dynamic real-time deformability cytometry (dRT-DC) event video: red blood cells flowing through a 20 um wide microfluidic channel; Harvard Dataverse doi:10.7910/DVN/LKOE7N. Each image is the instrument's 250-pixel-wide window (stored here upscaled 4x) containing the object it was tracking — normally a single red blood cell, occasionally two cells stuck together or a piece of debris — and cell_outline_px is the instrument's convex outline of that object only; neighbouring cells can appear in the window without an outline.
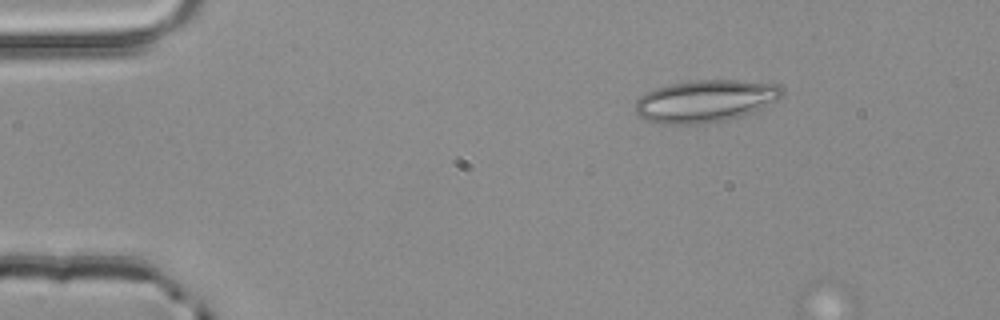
{"species": "common noctule bat (a hibernating species)", "species_latin": "Nyctalus noctula", "temperature_condition": "room temperature", "stored_images_in_passage": 2, "camera_frame_rate_fps": 3000, "um_per_image_px": 0.085, "animal": {"sex": "male", "body_mass_g": 20.4}, "frame": {"image": 1, "passage_image": 1, "time_ms": 0.0, "image_size_px": [1000, 320], "cell_outline_px": [[784, 92], [776, 100], [760, 108], [740, 116], [708, 124], [664, 124], [648, 120], [640, 116], [636, 112], [636, 100], [640, 96], [656, 88], [672, 84], [696, 80], [744, 80], [776, 84], [784, 88]], "centroid_in_image_um": [59.96, 8.58], "position_along_channel_um": 25.0, "area_um2": 35.84}}